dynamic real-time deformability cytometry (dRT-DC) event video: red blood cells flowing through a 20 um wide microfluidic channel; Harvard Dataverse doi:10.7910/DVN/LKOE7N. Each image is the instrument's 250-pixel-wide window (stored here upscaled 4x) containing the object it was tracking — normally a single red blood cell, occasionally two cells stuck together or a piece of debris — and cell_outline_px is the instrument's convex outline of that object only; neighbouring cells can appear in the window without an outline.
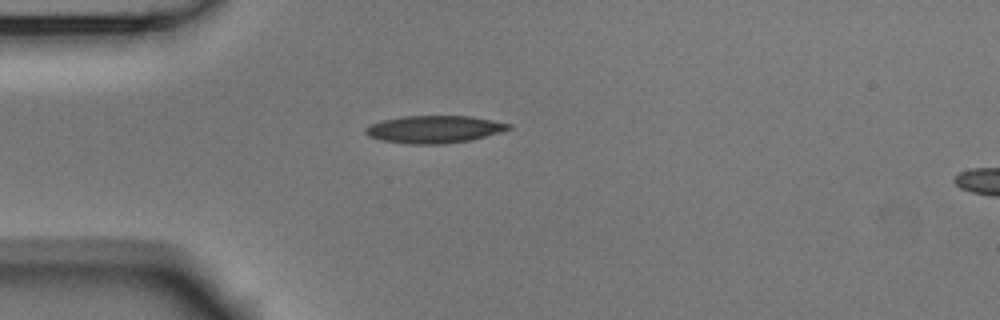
{"species": "Egyptian fruit bat (a non-hibernating species)", "species_latin": "Rousettus aegyptiacus", "temperature_condition": "room temperature", "stored_images_in_passage": 2, "camera_frame_rate_fps": 3000, "um_per_image_px": 0.085, "animal": {"sex": "male"}, "frame": {"image": 1, "passage_image": 1, "time_ms": 0.0, "image_size_px": [1000, 320], "cell_outline_px": [[512, 128], [500, 132], [472, 140], [444, 144], [408, 144], [380, 140], [368, 136], [364, 132], [364, 128], [380, 120], [404, 116], [472, 116], [512, 124]], "centroid_in_image_um": [36.9, 10.99], "position_along_channel_um": 48.1, "area_um2": 23.06}}